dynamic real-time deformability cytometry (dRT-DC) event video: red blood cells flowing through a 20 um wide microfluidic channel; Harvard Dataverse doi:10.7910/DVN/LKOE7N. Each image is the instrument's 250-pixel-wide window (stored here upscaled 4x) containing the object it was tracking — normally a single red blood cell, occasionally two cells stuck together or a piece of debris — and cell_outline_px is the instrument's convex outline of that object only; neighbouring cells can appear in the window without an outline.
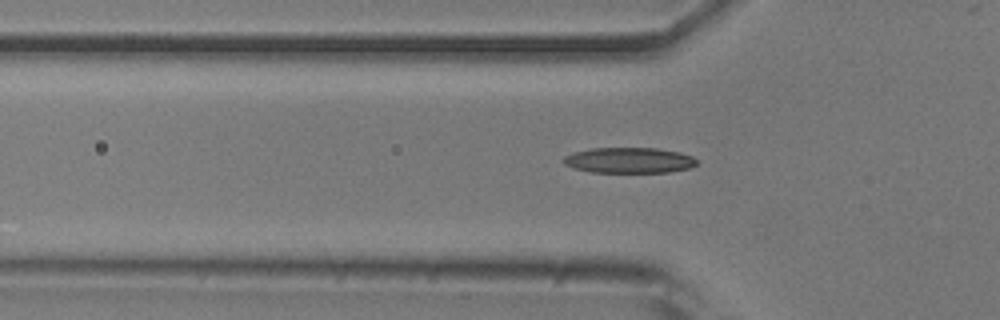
{"species": "common noctule bat (a hibernating species)", "species_latin": "Nyctalus noctula", "temperature_condition": "room temperature", "stored_images_in_passage": 25, "camera_frame_rate_fps": 3000, "um_per_image_px": 0.085, "animal": {"sex": "male", "body_mass_g": 20.5, "forearm_length_mm": 52.5}, "frame": {"image": 1, "passage_image": 6, "time_ms": 1.667, "image_size_px": [1000, 320], "cell_outline_px": [[700, 164], [692, 168], [668, 172], [592, 172], [576, 168], [564, 164], [564, 156], [572, 152], [592, 148], [656, 148], [680, 152], [692, 156]], "centroid_in_image_um": [53.53, 13.62], "position_along_channel_um": 72.3, "area_um2": 19.94}}
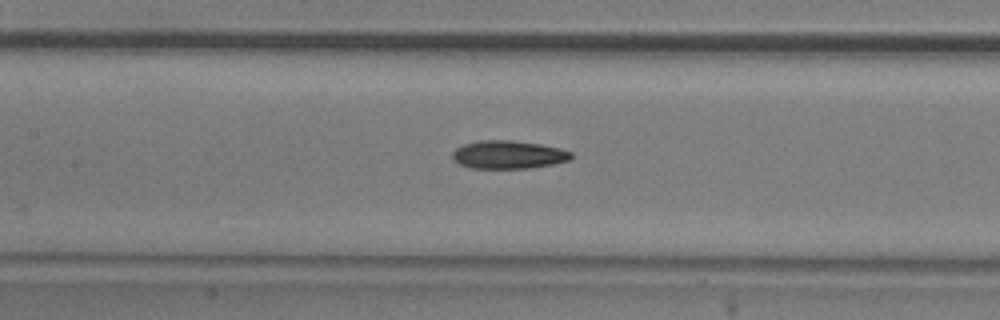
{"frame": {"image": 2, "passage_image": 13, "time_ms": 4.0, "image_size_px": [1000, 320], "cell_outline_px": [[572, 156], [568, 160], [552, 164], [532, 168], [468, 168], [456, 164], [452, 160], [452, 152], [456, 148], [464, 144], [480, 140], [512, 140], [540, 144], [560, 148], [572, 152]], "centroid_in_image_um": [43.15, 13.15], "position_along_channel_um": 164.2, "area_um2": 19.65}}
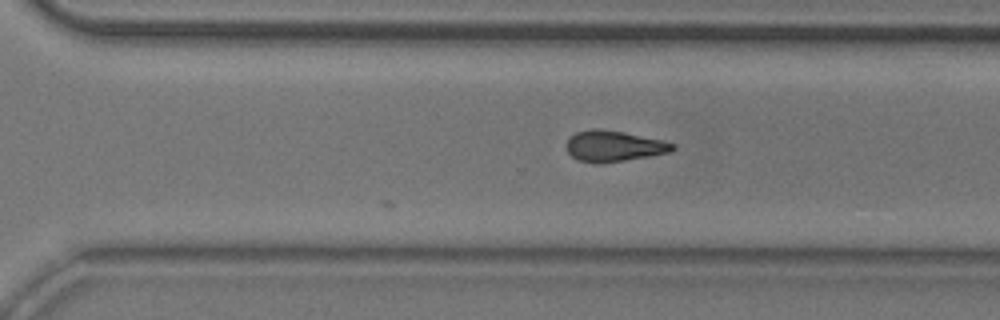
{"frame": {"image": 3, "passage_image": 25, "time_ms": 8.0, "image_size_px": [1000, 320], "cell_outline_px": [[676, 148], [668, 152], [648, 156], [600, 164], [596, 164], [576, 160], [568, 152], [568, 140], [576, 132], [592, 128], [600, 128], [624, 132], [660, 140], [676, 144]], "centroid_in_image_um": [52.15, 12.42], "position_along_channel_um": 318.5, "area_um2": 18.96}}